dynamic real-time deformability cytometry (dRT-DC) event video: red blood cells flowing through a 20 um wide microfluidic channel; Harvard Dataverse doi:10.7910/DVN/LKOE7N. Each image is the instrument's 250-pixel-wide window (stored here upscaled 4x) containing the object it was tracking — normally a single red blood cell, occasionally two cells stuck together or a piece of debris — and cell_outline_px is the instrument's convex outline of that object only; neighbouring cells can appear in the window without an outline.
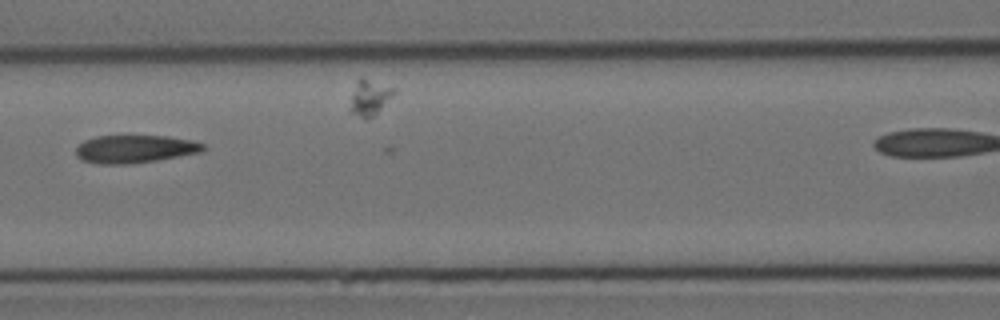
{"species": "Egyptian fruit bat (a non-hibernating species)", "species_latin": "Rousettus aegyptiacus", "temperature_condition": "cold", "stored_images_in_passage": 12, "camera_frame_rate_fps": 3000, "um_per_image_px": 0.085, "animal": {"sex": "female"}, "frame": {"image": 1, "passage_image": 3, "time_ms": 2.333, "image_size_px": [1000, 320], "cell_outline_px": [[208, 148], [200, 152], [156, 160], [128, 164], [100, 164], [80, 160], [76, 156], [76, 148], [84, 140], [96, 136], [168, 136], [192, 140], [204, 144]], "centroid_in_image_um": [11.45, 12.66], "position_along_channel_um": 155.1, "area_um2": 20.69}}
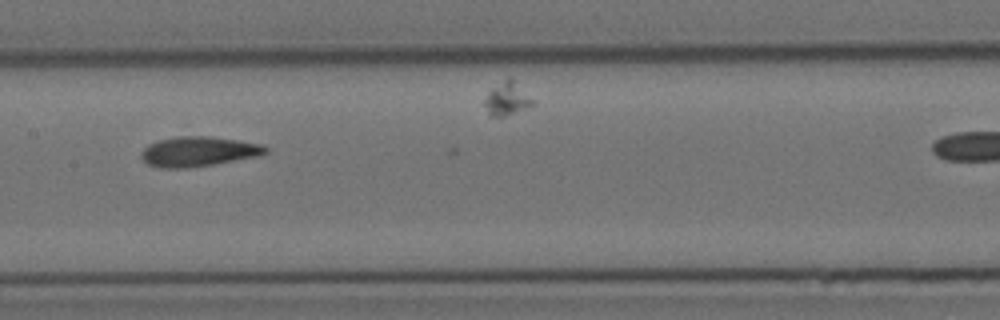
{"frame": {"image": 2, "passage_image": 4, "time_ms": 3.333, "image_size_px": [1000, 320], "cell_outline_px": [[268, 152], [260, 156], [188, 168], [160, 168], [148, 164], [140, 156], [140, 152], [148, 144], [160, 140], [176, 136], [212, 136], [240, 140], [264, 144], [268, 148]], "centroid_in_image_um": [16.9, 12.87], "position_along_channel_um": 190.5, "area_um2": 21.85}}
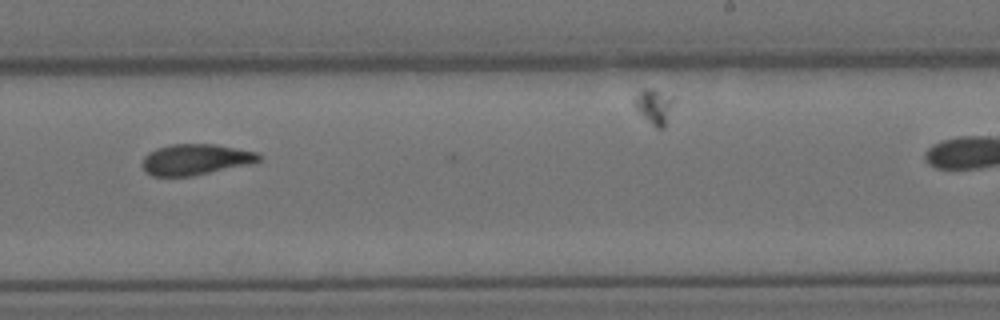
{"frame": {"image": 3, "passage_image": 6, "time_ms": 5.667, "image_size_px": [1000, 320], "cell_outline_px": [[260, 160], [248, 164], [192, 176], [152, 176], [144, 168], [144, 156], [148, 152], [156, 148], [172, 144], [216, 144], [256, 152], [260, 156]], "centroid_in_image_um": [16.61, 13.54], "position_along_channel_um": 272.4, "area_um2": 20.63}, "authors_computed_cell_mechanics": {"area_um2": 21.2415, "velocity_mm_per_s": 3.5096, "shape_relaxation_time_tau1_ms": 5.5916, "shape_relaxation_time_tau2_ms": 1.3487, "deformation_change_tau1": 0.1291, "deformation_change_tau2": 0.0545}}